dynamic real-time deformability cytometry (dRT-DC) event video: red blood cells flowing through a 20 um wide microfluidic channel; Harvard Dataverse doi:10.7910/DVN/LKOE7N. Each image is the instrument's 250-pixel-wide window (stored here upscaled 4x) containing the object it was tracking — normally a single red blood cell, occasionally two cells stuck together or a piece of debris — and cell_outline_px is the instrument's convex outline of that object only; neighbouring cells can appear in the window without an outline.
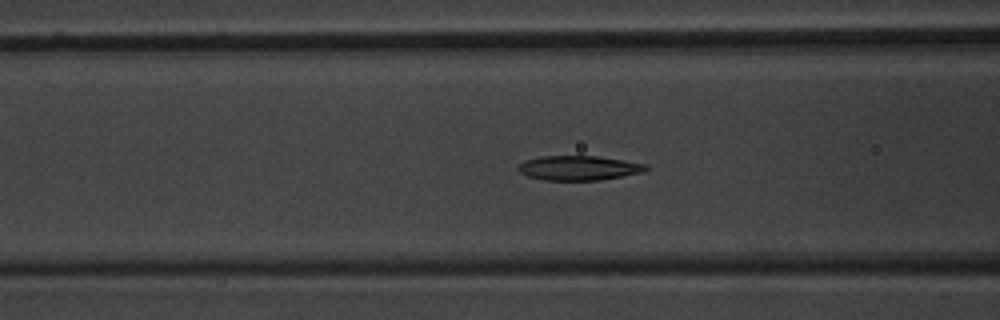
{"species": "common noctule bat (a hibernating species)", "species_latin": "Nyctalus noctula", "temperature_condition": "warm", "stored_images_in_passage": 53, "camera_frame_rate_fps": 3000, "um_per_image_px": 0.085, "animal": {"sex": "male", "body_mass_g": 20.1, "forearm_length_mm": 53.5}, "frame": {"image": 1, "passage_image": 21, "time_ms": 6.667, "image_size_px": [1000, 320], "cell_outline_px": [[648, 168], [644, 172], [600, 180], [544, 180], [528, 176], [520, 172], [516, 168], [524, 160], [540, 156], [600, 156], [648, 164]], "centroid_in_image_um": [49.21, 14.27], "position_along_channel_um": 117.4, "area_um2": 18.38}}
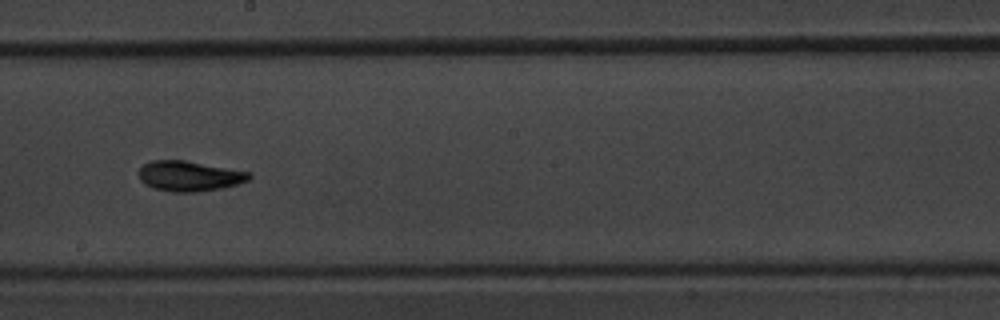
{"frame": {"image": 2, "passage_image": 30, "time_ms": 9.667, "image_size_px": [1000, 320], "cell_outline_px": [[252, 176], [248, 180], [224, 188], [196, 192], [176, 192], [156, 188], [144, 184], [140, 180], [136, 172], [144, 164], [152, 160], [184, 160], [252, 172]], "centroid_in_image_um": [16.09, 14.96], "position_along_channel_um": 232.1, "area_um2": 19.54}}
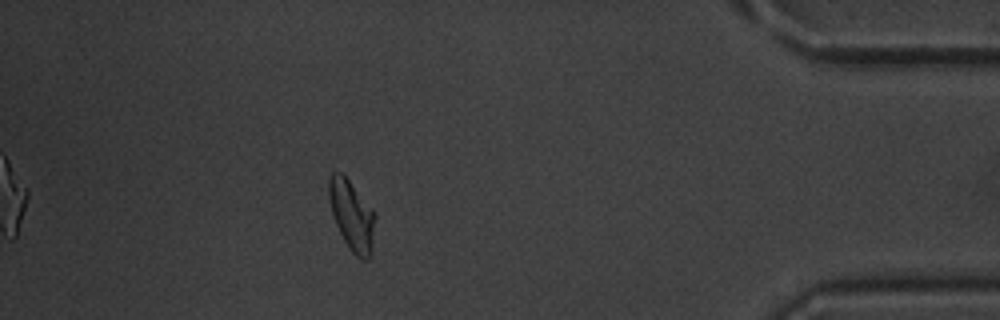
{"frame": {"image": 3, "passage_image": 47, "time_ms": 15.333, "image_size_px": [1000, 320], "cell_outline_px": [[376, 216], [372, 248], [368, 260], [360, 260], [348, 248], [336, 224], [332, 212], [328, 196], [328, 180], [332, 172], [340, 172], [348, 180], [376, 212]], "centroid_in_image_um": [29.92, 18.33], "position_along_channel_um": 405.3, "area_um2": 18.9}, "authors_computed_cell_mechanics": {"area_um2": 18.785, "velocity_mm_per_s": 3.8156, "shape_relaxation_time_tau1_ms": 3.3151, "shape_relaxation_time_tau2_ms": 4.4071, "deformation_change_tau1": 0.1439, "deformation_change_tau2": 0.0854}}